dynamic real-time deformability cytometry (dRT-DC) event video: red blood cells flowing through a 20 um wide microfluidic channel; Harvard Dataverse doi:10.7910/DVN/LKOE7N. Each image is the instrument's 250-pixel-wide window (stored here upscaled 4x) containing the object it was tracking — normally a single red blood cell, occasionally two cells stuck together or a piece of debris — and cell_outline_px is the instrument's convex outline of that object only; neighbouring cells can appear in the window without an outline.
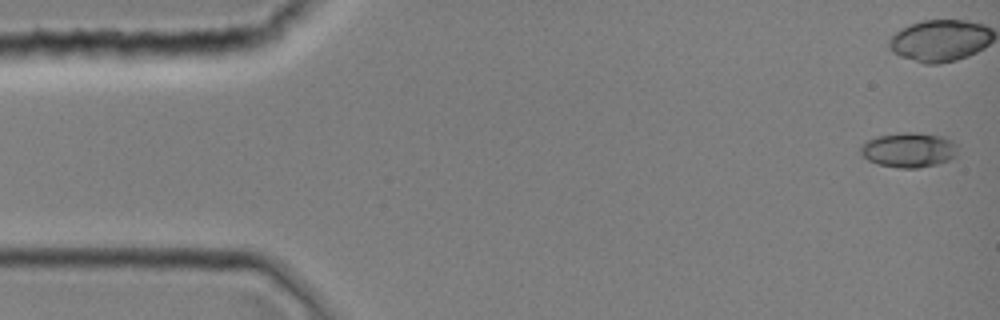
{"species": "common noctule bat (a hibernating species)", "species_latin": "Nyctalus noctula", "temperature_condition": "room temperature", "stored_images_in_passage": 5, "camera_frame_rate_fps": 3000, "um_per_image_px": 0.085, "animal": {"sex": "female", "body_mass_g": 19.0, "forearm_length_mm": 51.5}, "frame": {"image": 1, "passage_image": 1, "time_ms": 0.0, "image_size_px": [1000, 320], "cell_outline_px": [[956, 156], [948, 160], [936, 164], [916, 168], [900, 168], [876, 164], [868, 160], [860, 152], [860, 148], [864, 140], [876, 136], [904, 132], [916, 132], [944, 136], [952, 140], [956, 144]], "centroid_in_image_um": [77.22, 12.73], "position_along_channel_um": 7.8, "area_um2": 19.88}}